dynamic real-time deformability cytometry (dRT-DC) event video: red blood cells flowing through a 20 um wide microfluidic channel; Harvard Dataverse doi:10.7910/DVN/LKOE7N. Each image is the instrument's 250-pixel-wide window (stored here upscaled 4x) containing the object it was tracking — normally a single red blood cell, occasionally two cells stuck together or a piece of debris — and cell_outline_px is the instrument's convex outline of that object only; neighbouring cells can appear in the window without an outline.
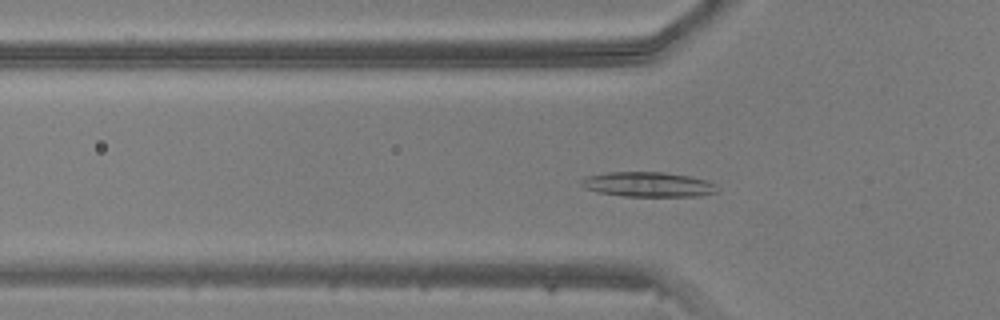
{"species": "common noctule bat (a hibernating species)", "species_latin": "Nyctalus noctula", "temperature_condition": "warm", "stored_images_in_passage": 48, "camera_frame_rate_fps": 3000, "um_per_image_px": 0.085, "animal": {"sex": "male", "body_mass_g": 20.5, "forearm_length_mm": 52.5}, "frame": {"image": 1, "passage_image": 15, "time_ms": 4.667, "image_size_px": [1000, 320], "cell_outline_px": [[720, 192], [700, 196], [624, 196], [596, 192], [584, 188], [580, 184], [580, 180], [588, 176], [608, 172], [664, 172], [692, 176], [708, 180], [716, 184]], "centroid_in_image_um": [55.14, 15.68], "position_along_channel_um": 70.7, "area_um2": 20.0}}
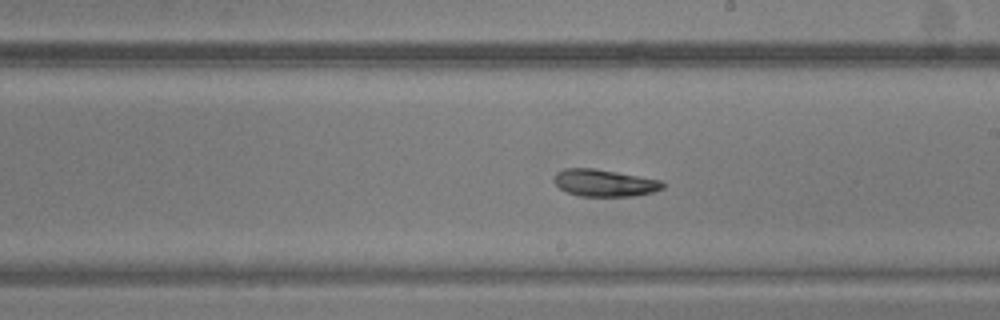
{"frame": {"image": 2, "passage_image": 27, "time_ms": 8.667, "image_size_px": [1000, 320], "cell_outline_px": [[664, 188], [652, 192], [636, 196], [580, 196], [568, 192], [560, 188], [552, 180], [556, 172], [564, 168], [592, 168], [616, 172], [660, 180], [664, 184]], "centroid_in_image_um": [51.35, 15.55], "position_along_channel_um": 237.7, "area_um2": 17.05}}
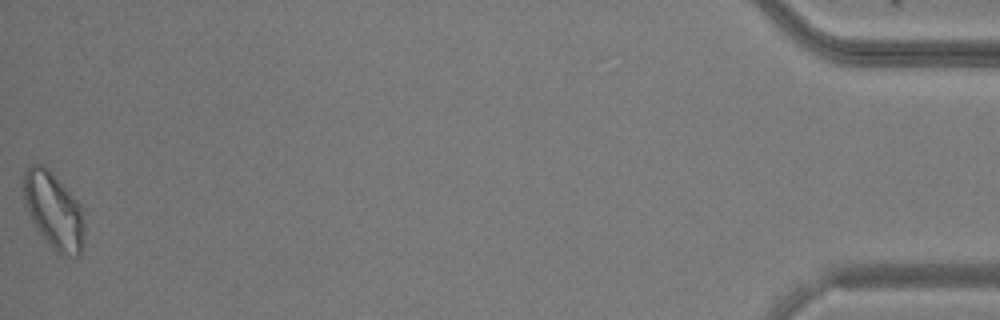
{"frame": {"image": 3, "passage_image": 48, "time_ms": 15.667, "image_size_px": [1000, 320], "cell_outline_px": [[88, 212], [84, 244], [80, 256], [76, 256], [56, 252], [52, 248], [36, 228], [24, 204], [24, 168], [28, 164], [44, 164], [48, 168]], "centroid_in_image_um": [4.64, 17.89], "position_along_channel_um": 430.6, "area_um2": 27.92}}